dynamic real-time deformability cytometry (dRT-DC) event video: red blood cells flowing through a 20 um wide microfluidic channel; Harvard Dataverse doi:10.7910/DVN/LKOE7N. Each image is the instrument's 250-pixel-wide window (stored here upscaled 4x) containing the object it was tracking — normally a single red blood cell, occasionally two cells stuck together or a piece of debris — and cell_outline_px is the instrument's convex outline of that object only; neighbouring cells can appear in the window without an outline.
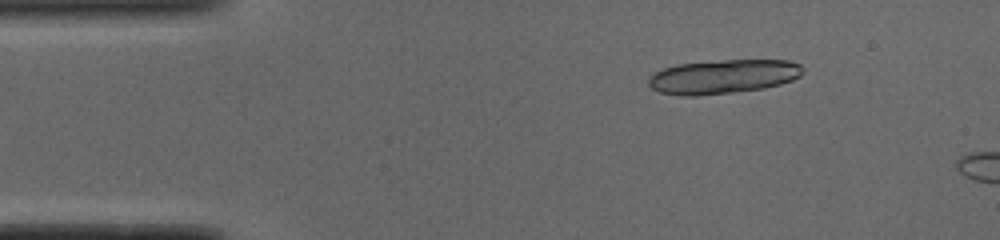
{"species": "common noctule bat (a hibernating species)", "species_latin": "Nyctalus noctula", "temperature_condition": "cold", "stored_images_in_passage": 11, "camera_frame_rate_fps": 3000, "um_per_image_px": 0.085, "animal": {"sex": "male", "body_mass_g": 19.0, "forearm_length_mm": 50.8}, "frame": {"image": 1, "passage_image": 2, "time_ms": 0.333, "image_size_px": [1000, 240], "cell_outline_px": [[804, 72], [800, 76], [792, 80], [780, 84], [764, 88], [732, 92], [696, 96], [680, 96], [660, 92], [652, 88], [648, 84], [648, 76], [664, 68], [676, 64], [724, 60], [788, 60], [800, 64], [804, 68]], "centroid_in_image_um": [61.47, 6.51], "position_along_channel_um": 23.5, "area_um2": 30.75}}